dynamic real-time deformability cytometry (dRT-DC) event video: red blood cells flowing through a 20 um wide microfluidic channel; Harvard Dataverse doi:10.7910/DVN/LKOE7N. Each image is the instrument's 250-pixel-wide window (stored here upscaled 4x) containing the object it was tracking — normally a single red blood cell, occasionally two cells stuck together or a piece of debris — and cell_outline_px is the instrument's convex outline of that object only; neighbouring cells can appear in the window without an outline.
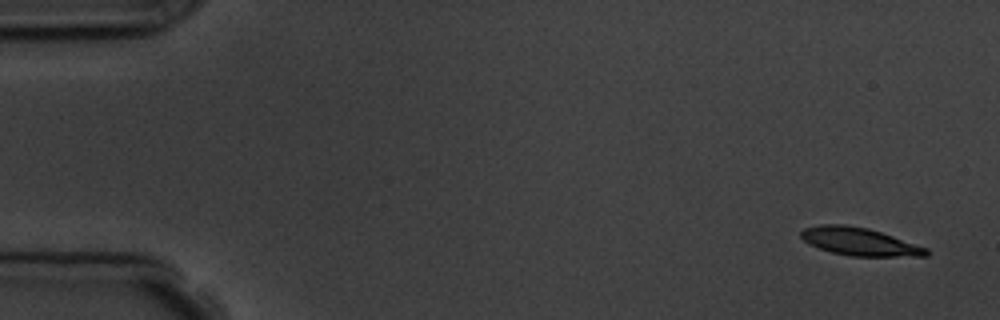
{"species": "common noctule bat (a hibernating species)", "species_latin": "Nyctalus noctula", "temperature_condition": "room temperature", "stored_images_in_passage": 6, "camera_frame_rate_fps": 3000, "um_per_image_px": 0.085, "animal": {"sex": "male", "body_mass_g": 19.5, "forearm_length_mm": 54.6}, "frame": {"image": 1, "passage_image": 1, "time_ms": 0.0, "image_size_px": [1000, 320], "cell_outline_px": [[928, 256], [852, 256], [832, 252], [808, 244], [800, 236], [800, 232], [804, 228], [820, 224], [844, 224], [868, 228], [928, 248]], "centroid_in_image_um": [73.03, 20.53], "position_along_channel_um": 12.0, "area_um2": 20.17}}
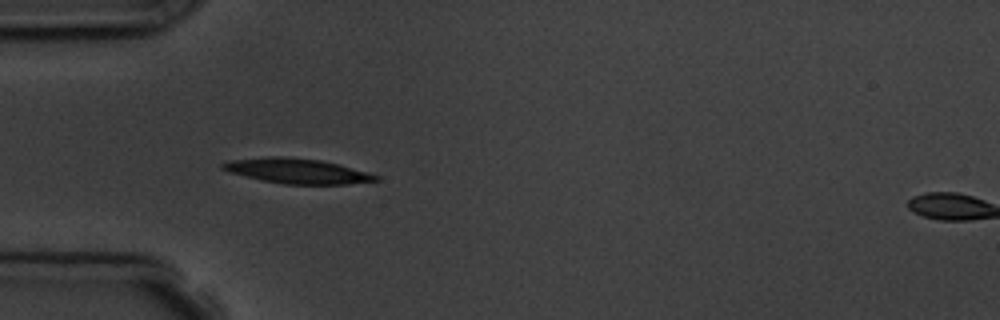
{"frame": {"image": 2, "passage_image": 5, "time_ms": 4.667, "image_size_px": [1000, 320], "cell_outline_px": [[380, 180], [348, 184], [284, 184], [264, 180], [228, 172], [220, 168], [220, 164], [228, 160], [268, 156], [288, 156], [320, 160], [368, 172], [380, 176]], "centroid_in_image_um": [25.22, 14.52], "position_along_channel_um": 59.8, "area_um2": 22.31}}